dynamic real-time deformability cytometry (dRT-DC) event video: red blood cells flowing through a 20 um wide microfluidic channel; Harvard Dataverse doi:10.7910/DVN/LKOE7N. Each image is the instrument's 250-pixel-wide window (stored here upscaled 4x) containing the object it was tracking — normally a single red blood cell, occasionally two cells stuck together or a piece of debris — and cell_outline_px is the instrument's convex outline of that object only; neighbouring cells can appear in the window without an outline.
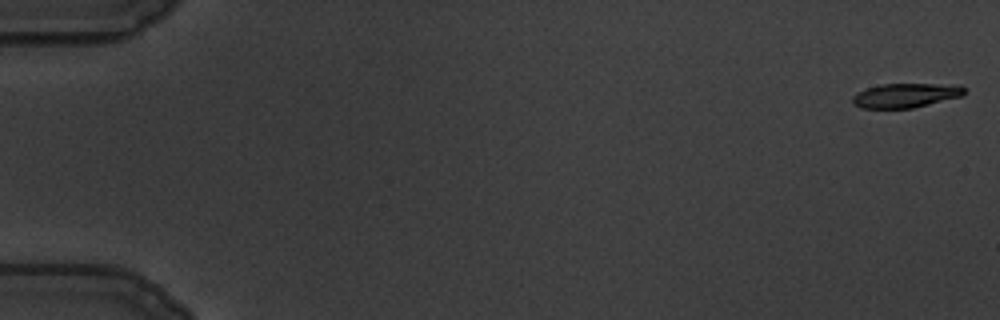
{"species": "common noctule bat (a hibernating species)", "species_latin": "Nyctalus noctula", "temperature_condition": "warm", "stored_images_in_passage": 59, "camera_frame_rate_fps": 3000, "um_per_image_px": 0.085, "animal": {"sex": "male", "body_mass_g": 19.5, "forearm_length_mm": 54.6}, "frame": {"image": 1, "passage_image": 1, "time_ms": 0.0, "image_size_px": [1000, 320], "cell_outline_px": [[964, 92], [960, 96], [912, 108], [860, 108], [852, 104], [852, 96], [856, 92], [880, 84], [960, 84], [964, 88]], "centroid_in_image_um": [76.92, 8.1], "position_along_channel_um": 8.1, "area_um2": 15.78}}
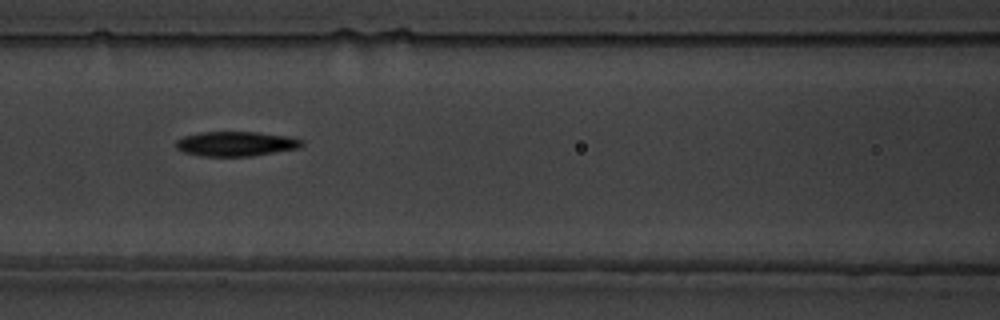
{"frame": {"image": 2, "passage_image": 27, "time_ms": 8.667, "image_size_px": [1000, 320], "cell_outline_px": [[304, 144], [300, 148], [252, 156], [200, 156], [184, 152], [176, 148], [176, 140], [184, 136], [200, 132], [256, 132], [288, 136], [304, 140]], "centroid_in_image_um": [20.07, 12.22], "position_along_channel_um": 146.5, "area_um2": 18.21}}
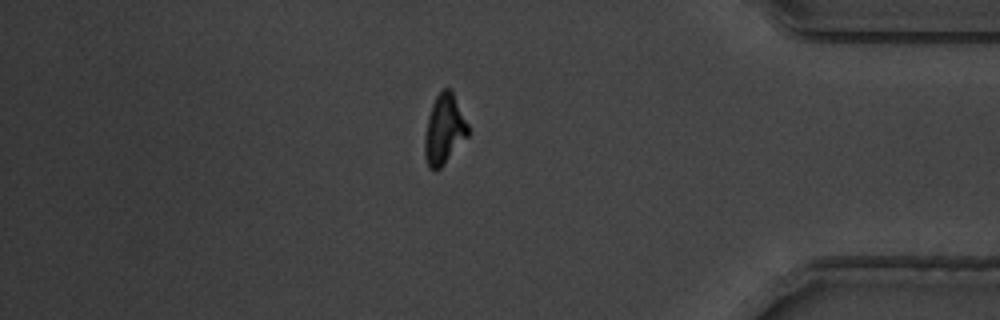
{"frame": {"image": 3, "passage_image": 51, "time_ms": 16.667, "image_size_px": [1000, 320], "cell_outline_px": [[468, 136], [440, 168], [428, 168], [424, 156], [424, 140], [428, 116], [432, 104], [436, 96], [444, 88], [448, 88], [452, 92], [468, 124]], "centroid_in_image_um": [37.74, 11.01], "position_along_channel_um": 397.5, "area_um2": 17.28}, "authors_computed_cell_mechanics": {"area_um2": 17.2822, "velocity_mm_per_s": 3.4723, "shape_relaxation_time_tau1_ms": 4.0828, "shape_relaxation_time_tau2_ms": 7.4516, "deformation_change_tau1": 0.1472, "deformation_change_tau2": 0.1751}}